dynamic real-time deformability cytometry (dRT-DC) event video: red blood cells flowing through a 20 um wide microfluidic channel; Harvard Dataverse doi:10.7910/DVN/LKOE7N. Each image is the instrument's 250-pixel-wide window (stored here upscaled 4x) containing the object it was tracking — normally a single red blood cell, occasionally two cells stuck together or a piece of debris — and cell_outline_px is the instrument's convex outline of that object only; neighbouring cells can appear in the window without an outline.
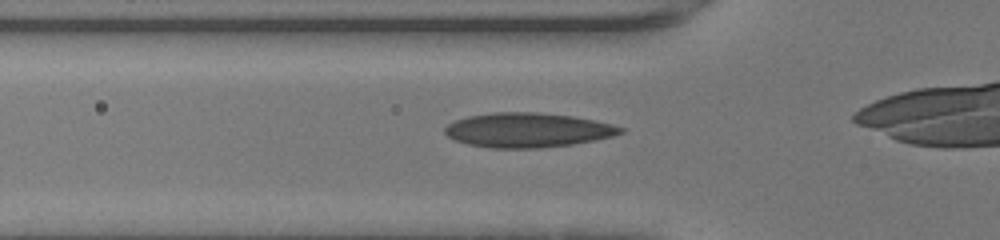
{"species": "human", "species_latin": "Homo sapiens", "temperature_condition": "warm", "stored_images_in_passage": 31, "camera_frame_rate_fps": 3000, "um_per_image_px": 0.085, "donor": {"sex": "female"}, "frame": {"image": 1, "passage_image": 9, "time_ms": 2.667, "image_size_px": [1000, 240], "cell_outline_px": [[624, 132], [612, 136], [572, 144], [540, 148], [492, 148], [468, 144], [456, 140], [448, 136], [444, 132], [444, 128], [448, 124], [456, 120], [468, 116], [492, 112], [536, 112], [572, 116], [612, 124], [624, 128]], "centroid_in_image_um": [44.83, 11.05], "position_along_channel_um": 81.0, "area_um2": 35.08}}
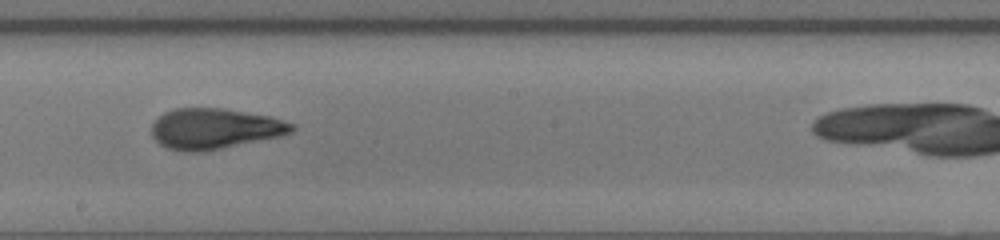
{"frame": {"image": 2, "passage_image": 19, "time_ms": 6.0, "image_size_px": [1000, 240], "cell_outline_px": [[296, 128], [292, 132], [280, 136], [204, 152], [184, 152], [168, 148], [160, 144], [152, 136], [152, 124], [164, 112], [176, 108], [224, 108], [272, 116], [296, 124]], "centroid_in_image_um": [18.28, 10.93], "position_along_channel_um": 229.9, "area_um2": 33.41}}
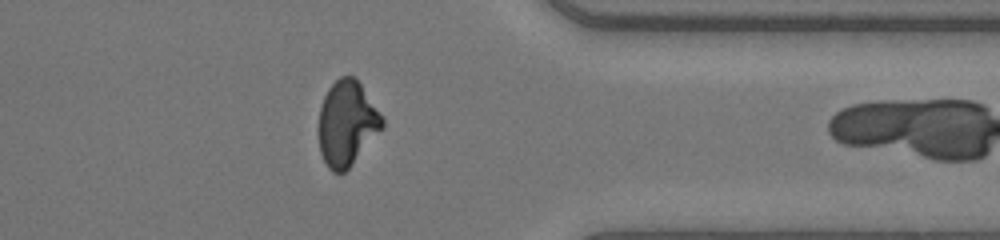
{"frame": {"image": 3, "passage_image": 30, "time_ms": 9.667, "image_size_px": [1000, 240], "cell_outline_px": [[384, 128], [348, 168], [344, 172], [332, 172], [328, 168], [320, 152], [320, 108], [324, 96], [328, 88], [340, 76], [356, 76], [384, 120]], "centroid_in_image_um": [29.5, 10.47], "position_along_channel_um": 381.9, "area_um2": 31.15}}